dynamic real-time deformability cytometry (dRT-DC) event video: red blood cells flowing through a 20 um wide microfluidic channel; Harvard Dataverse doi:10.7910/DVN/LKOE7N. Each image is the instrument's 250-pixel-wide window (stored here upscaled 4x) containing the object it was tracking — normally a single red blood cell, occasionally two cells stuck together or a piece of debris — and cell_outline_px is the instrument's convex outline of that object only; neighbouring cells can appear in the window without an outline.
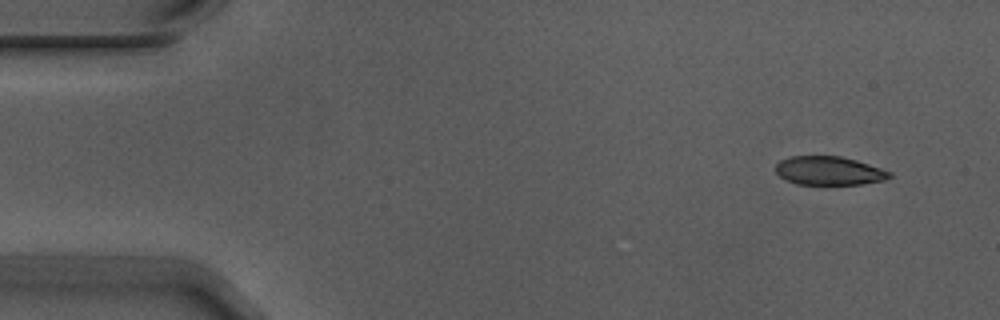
{"species": "Egyptian fruit bat (a non-hibernating species)", "species_latin": "Rousettus aegyptiacus", "temperature_condition": "warm", "stored_images_in_passage": 3, "camera_frame_rate_fps": 3000, "um_per_image_px": 0.085, "animal": {"sex": "male"}, "frame": {"image": 1, "passage_image": 1, "time_ms": 0.0, "image_size_px": [1000, 320], "cell_outline_px": [[892, 176], [884, 180], [860, 184], [800, 184], [788, 180], [780, 176], [776, 172], [776, 164], [780, 160], [788, 156], [840, 156], [856, 160], [892, 172]], "centroid_in_image_um": [70.47, 14.5], "position_along_channel_um": 14.5, "area_um2": 18.84}}
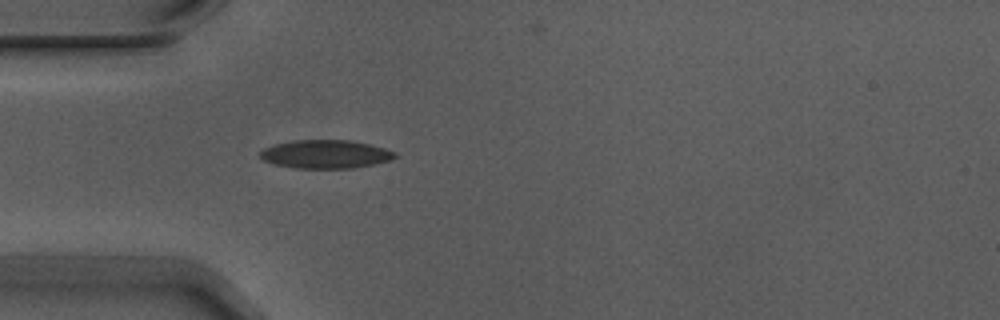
{"frame": {"image": 2, "passage_image": 3, "time_ms": 0.667, "image_size_px": [1000, 320], "cell_outline_px": [[396, 156], [388, 160], [372, 164], [352, 168], [296, 168], [272, 164], [264, 160], [260, 156], [260, 152], [264, 148], [276, 144], [296, 140], [348, 140], [368, 144], [384, 148], [396, 152]], "centroid_in_image_um": [27.64, 13.1], "position_along_channel_um": 57.4, "area_um2": 22.02}}